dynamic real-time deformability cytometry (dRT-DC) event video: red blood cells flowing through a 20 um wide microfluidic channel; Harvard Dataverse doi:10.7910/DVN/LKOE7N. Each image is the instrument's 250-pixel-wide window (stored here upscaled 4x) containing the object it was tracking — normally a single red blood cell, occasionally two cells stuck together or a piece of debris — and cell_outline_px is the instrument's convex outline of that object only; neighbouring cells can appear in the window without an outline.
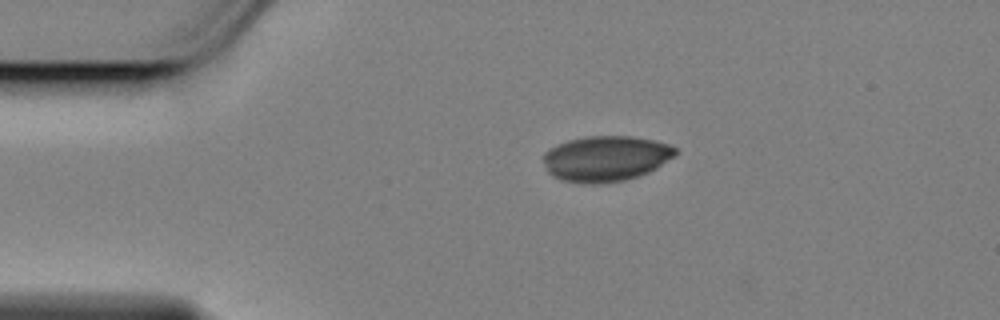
{"species": "Egyptian fruit bat (a non-hibernating species)", "species_latin": "Rousettus aegyptiacus", "temperature_condition": "cold", "stored_images_in_passage": 47, "camera_frame_rate_fps": 3000, "um_per_image_px": 0.085, "animal": {"sex": "female"}, "frame": {"image": 1, "passage_image": 1, "time_ms": 0.0, "image_size_px": [1000, 320], "cell_outline_px": [[680, 152], [676, 156], [656, 168], [640, 176], [624, 180], [600, 184], [580, 184], [560, 180], [552, 176], [548, 172], [544, 164], [544, 156], [552, 148], [568, 140], [588, 136], [632, 136], [652, 140], [668, 144], [676, 148]], "centroid_in_image_um": [51.53, 13.49], "position_along_channel_um": 33.5, "area_um2": 35.2}}
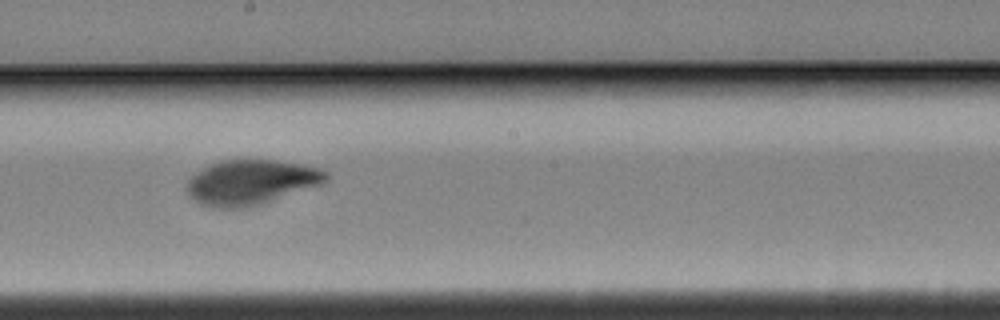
{"frame": {"image": 2, "passage_image": 21, "time_ms": 6.667, "image_size_px": [1000, 320], "cell_outline_px": [[328, 180], [324, 184], [248, 208], [212, 208], [200, 204], [188, 192], [188, 180], [196, 172], [220, 160], [276, 160], [300, 164], [320, 168], [328, 172]], "centroid_in_image_um": [21.39, 15.5], "position_along_channel_um": 226.8, "area_um2": 36.41}}
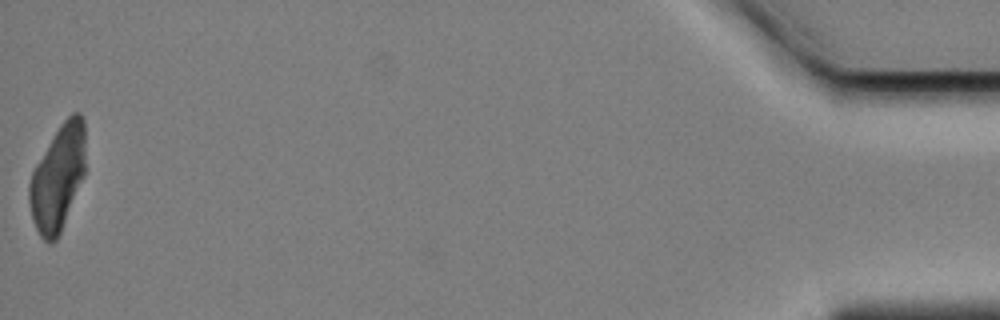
{"frame": {"image": 3, "passage_image": 47, "time_ms": 15.333, "image_size_px": [1000, 320], "cell_outline_px": [[84, 176], [60, 232], [56, 240], [52, 244], [48, 244], [40, 236], [32, 220], [28, 200], [28, 184], [32, 172], [36, 164], [60, 124], [72, 112], [80, 112], [84, 120]], "centroid_in_image_um": [4.89, 15.13], "position_along_channel_um": 430.3, "area_um2": 34.33}}